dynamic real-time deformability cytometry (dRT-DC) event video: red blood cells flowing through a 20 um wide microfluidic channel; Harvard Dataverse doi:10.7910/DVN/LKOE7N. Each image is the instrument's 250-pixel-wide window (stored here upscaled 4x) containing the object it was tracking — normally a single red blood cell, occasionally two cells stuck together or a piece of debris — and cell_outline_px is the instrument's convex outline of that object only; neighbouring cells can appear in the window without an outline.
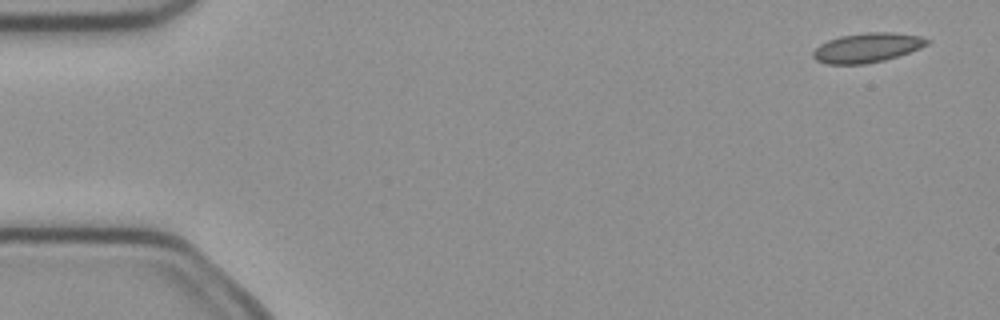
{"species": "common noctule bat (a hibernating species)", "species_latin": "Nyctalus noctula", "temperature_condition": "cold", "stored_images_in_passage": 4, "camera_frame_rate_fps": 3000, "um_per_image_px": 0.085, "animal": {"sex": "female", "body_mass_g": 21.9}, "frame": {"image": 1, "passage_image": 1, "time_ms": 0.0, "image_size_px": [1000, 320], "cell_outline_px": [[932, 40], [928, 44], [920, 48], [884, 60], [864, 64], [824, 64], [816, 60], [812, 56], [812, 52], [820, 44], [828, 40], [840, 36], [864, 32], [892, 32], [920, 36]], "centroid_in_image_um": [73.69, 4.05], "position_along_channel_um": 11.3, "area_um2": 19.59}}